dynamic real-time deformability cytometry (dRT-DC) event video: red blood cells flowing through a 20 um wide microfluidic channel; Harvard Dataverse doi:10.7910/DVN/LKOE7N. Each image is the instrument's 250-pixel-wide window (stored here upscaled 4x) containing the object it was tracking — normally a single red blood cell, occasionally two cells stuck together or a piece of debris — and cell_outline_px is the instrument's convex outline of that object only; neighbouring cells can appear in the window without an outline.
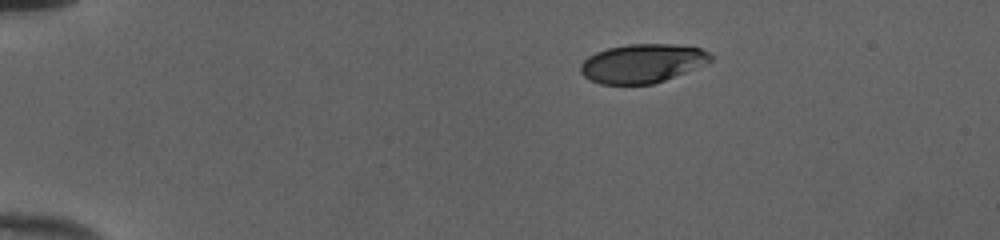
{"species": "human", "species_latin": "Homo sapiens", "temperature_condition": "cold", "stored_images_in_passage": 43, "camera_frame_rate_fps": 3000, "um_per_image_px": 0.085, "donor": {"sex": "female"}, "frame": {"image": 1, "passage_image": 1, "time_ms": 0.0, "image_size_px": [1000, 240], "cell_outline_px": [[712, 60], [704, 64], [664, 80], [652, 84], [600, 84], [584, 76], [580, 72], [580, 64], [588, 56], [596, 52], [608, 48], [628, 44], [672, 44], [700, 48], [708, 52], [712, 56]], "centroid_in_image_um": [54.56, 5.38], "position_along_channel_um": 30.4, "area_um2": 29.13}}
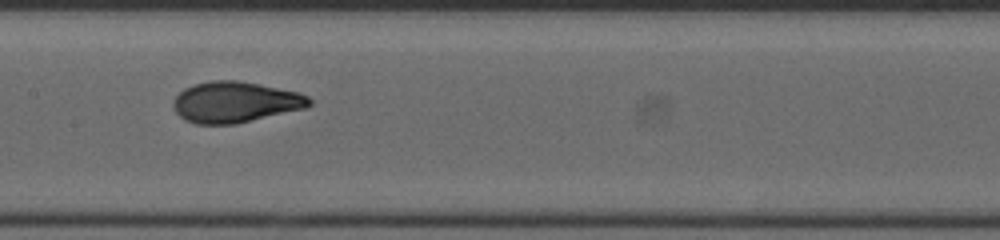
{"frame": {"image": 2, "passage_image": 19, "time_ms": 6.0, "image_size_px": [1000, 240], "cell_outline_px": [[312, 104], [308, 108], [236, 124], [196, 124], [184, 120], [172, 108], [172, 100], [184, 88], [196, 84], [212, 80], [236, 80], [260, 84], [300, 92], [308, 96], [312, 100]], "centroid_in_image_um": [20.02, 8.68], "position_along_channel_um": 187.4, "area_um2": 32.83}}
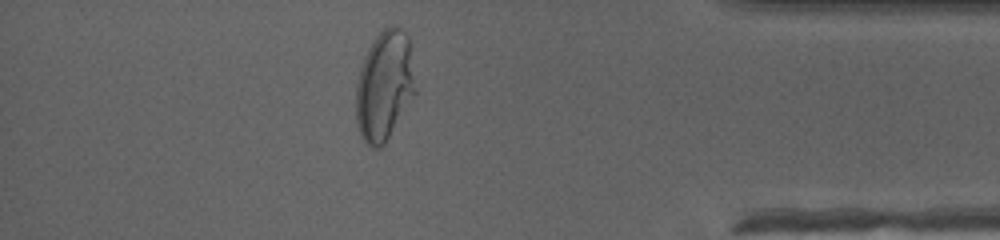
{"frame": {"image": 3, "passage_image": 37, "time_ms": 12.0, "image_size_px": [1000, 240], "cell_outline_px": [[416, 92], [384, 144], [380, 148], [372, 148], [360, 136], [356, 124], [356, 84], [360, 68], [364, 56], [372, 40], [384, 28], [392, 24], [396, 24], [408, 36], [416, 88]], "centroid_in_image_um": [32.66, 7.27], "position_along_channel_um": 402.5, "area_um2": 38.03}, "authors_computed_cell_mechanics": {"area_um2": 32.1946, "velocity_mm_per_s": 4.0274, "shape_relaxation_time_tau1_ms": 6.2597, "shape_relaxation_time_tau2_ms": 0.779, "deformation_change_tau1": 0.2563, "deformation_change_tau2": 0.0562}}